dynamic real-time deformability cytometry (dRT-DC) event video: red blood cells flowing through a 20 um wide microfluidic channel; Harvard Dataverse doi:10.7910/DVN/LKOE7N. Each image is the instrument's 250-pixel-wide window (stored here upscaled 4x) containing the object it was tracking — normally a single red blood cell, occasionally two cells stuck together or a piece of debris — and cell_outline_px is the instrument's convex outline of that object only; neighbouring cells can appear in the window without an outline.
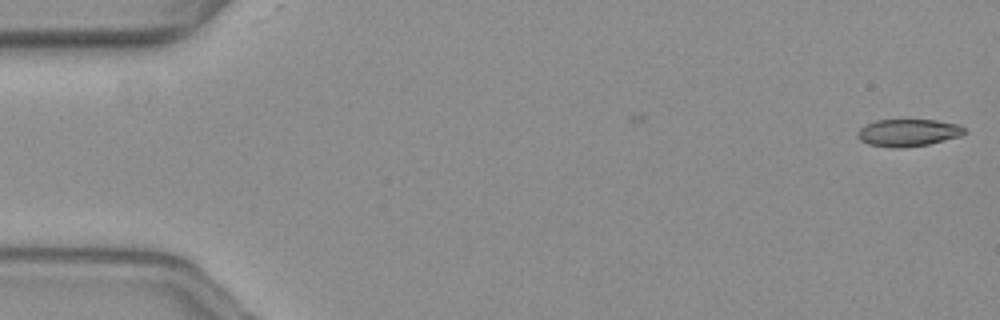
{"species": "common noctule bat (a hibernating species)", "species_latin": "Nyctalus noctula", "temperature_condition": "warm", "stored_images_in_passage": 50, "camera_frame_rate_fps": 3000, "um_per_image_px": 0.085, "animal": {"sex": "female", "body_mass_g": 19.3, "forearm_length_mm": 54.1}, "frame": {"image": 1, "passage_image": 1, "time_ms": 0.0, "image_size_px": [1000, 320], "cell_outline_px": [[964, 132], [960, 136], [928, 144], [900, 148], [868, 144], [860, 140], [856, 136], [856, 132], [864, 124], [876, 120], [936, 120], [960, 124], [964, 128]], "centroid_in_image_um": [77.15, 11.26], "position_along_channel_um": 7.8, "area_um2": 16.94}}
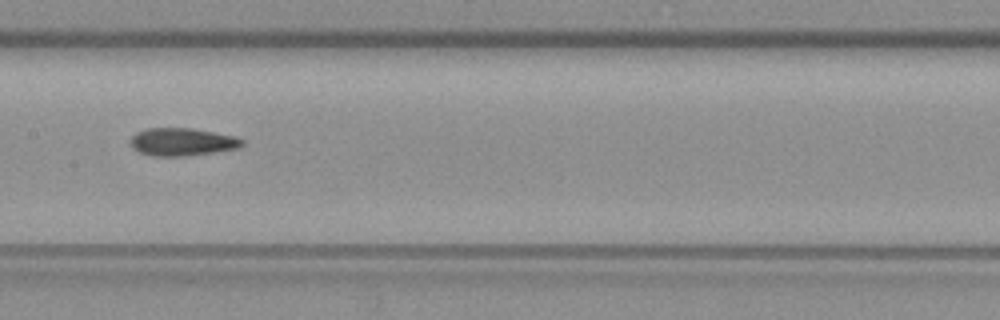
{"frame": {"image": 2, "passage_image": 28, "time_ms": 9.0, "image_size_px": [1000, 320], "cell_outline_px": [[244, 144], [236, 148], [212, 152], [184, 156], [152, 156], [140, 152], [132, 148], [132, 136], [136, 132], [148, 128], [192, 128], [236, 136], [244, 140]], "centroid_in_image_um": [15.49, 12.05], "position_along_channel_um": 191.9, "area_um2": 17.92}}
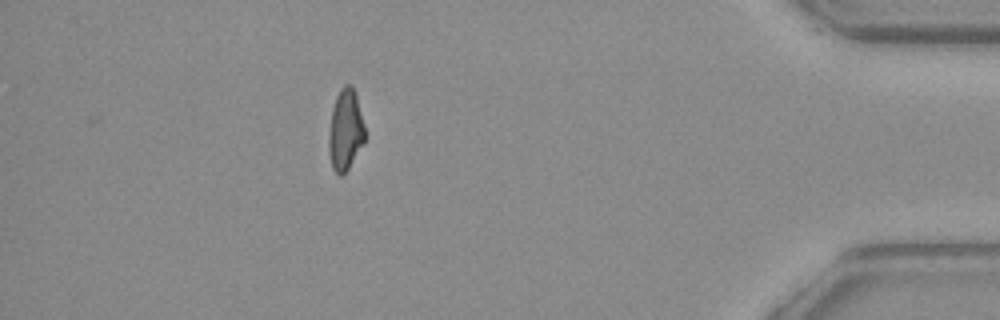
{"frame": {"image": 3, "passage_image": 50, "time_ms": 16.333, "image_size_px": [1000, 320], "cell_outline_px": [[364, 144], [348, 168], [340, 176], [332, 168], [328, 152], [328, 140], [332, 108], [336, 96], [340, 88], [344, 84], [352, 84], [356, 96], [364, 128]], "centroid_in_image_um": [29.34, 11.04], "position_along_channel_um": 405.9, "area_um2": 16.94}, "authors_computed_cell_mechanics": {"area_um2": 17.918, "velocity_mm_per_s": 3.6484, "shape_relaxation_time_tau1_ms": null, "shape_relaxation_time_tau2_ms": 2.1265, "deformation_change_tau1": null, "deformation_change_tau2": 0.0957}}